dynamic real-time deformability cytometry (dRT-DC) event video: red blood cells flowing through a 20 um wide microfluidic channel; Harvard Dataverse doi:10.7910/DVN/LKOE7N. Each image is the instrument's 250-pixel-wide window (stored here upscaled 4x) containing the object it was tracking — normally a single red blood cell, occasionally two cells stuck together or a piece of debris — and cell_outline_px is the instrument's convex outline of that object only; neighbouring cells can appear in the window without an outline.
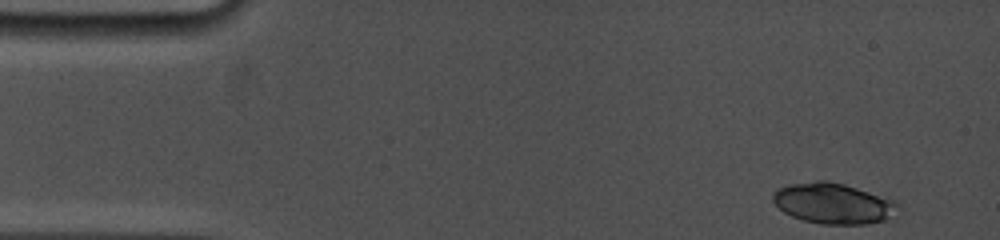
{"species": "common noctule bat (a hibernating species)", "species_latin": "Nyctalus noctula", "temperature_condition": "cold", "stored_images_in_passage": 11, "camera_frame_rate_fps": 5000, "um_per_image_px": 0.085, "animal": {"sex": "female", "body_mass_g": 19.0, "forearm_length_mm": 53.3}, "frame": {"image": 1, "passage_image": 1, "time_ms": 0.0, "image_size_px": [1000, 240], "cell_outline_px": [[900, 204], [884, 220], [868, 224], [820, 224], [804, 220], [792, 216], [784, 212], [772, 200], [772, 196], [780, 188], [792, 184], [816, 180], [828, 180], [844, 184], [888, 196], [896, 200]], "centroid_in_image_um": [70.85, 17.27], "position_along_channel_um": 14.1, "area_um2": 29.54}}
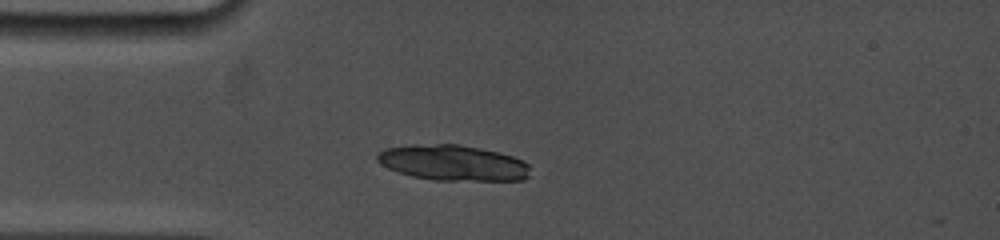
{"frame": {"image": 2, "passage_image": 10, "time_ms": 3.2, "image_size_px": [1000, 240], "cell_outline_px": [[528, 176], [524, 180], [432, 180], [412, 176], [388, 168], [380, 164], [376, 160], [376, 156], [384, 148], [412, 144], [460, 144], [480, 148], [512, 156], [524, 160], [528, 164]], "centroid_in_image_um": [38.47, 13.83], "position_along_channel_um": 46.5, "area_um2": 31.73}}